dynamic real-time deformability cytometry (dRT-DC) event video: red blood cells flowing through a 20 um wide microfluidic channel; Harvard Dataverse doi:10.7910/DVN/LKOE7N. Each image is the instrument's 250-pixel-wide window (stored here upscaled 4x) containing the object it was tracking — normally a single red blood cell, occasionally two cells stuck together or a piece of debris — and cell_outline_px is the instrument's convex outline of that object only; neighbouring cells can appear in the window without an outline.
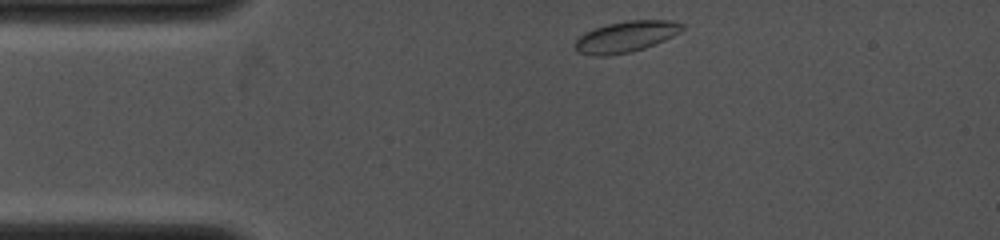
{"species": "common noctule bat (a hibernating species)", "species_latin": "Nyctalus noctula", "temperature_condition": "cold", "stored_images_in_passage": 4, "camera_frame_rate_fps": 4000, "um_per_image_px": 0.085, "animal": {"sex": "female", "body_mass_g": 19.0, "forearm_length_mm": 53.3}, "frame": {"image": 1, "passage_image": 1, "time_ms": 0.0, "image_size_px": [1000, 240], "cell_outline_px": [[684, 28], [680, 32], [656, 44], [644, 48], [628, 52], [608, 56], [592, 56], [576, 52], [572, 44], [584, 32], [608, 24], [628, 20], [672, 20], [684, 24]], "centroid_in_image_um": [53.17, 3.13], "position_along_channel_um": 31.8, "area_um2": 19.54}}